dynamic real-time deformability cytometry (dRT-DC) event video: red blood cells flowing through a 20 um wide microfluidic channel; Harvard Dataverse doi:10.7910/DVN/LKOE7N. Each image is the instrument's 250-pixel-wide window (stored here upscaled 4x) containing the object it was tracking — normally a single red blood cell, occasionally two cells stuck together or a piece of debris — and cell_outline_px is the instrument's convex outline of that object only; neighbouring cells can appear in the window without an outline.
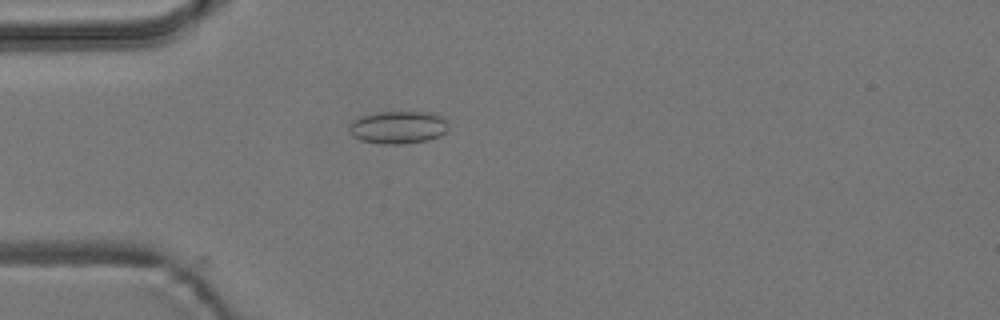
{"species": "common noctule bat (a hibernating species)", "species_latin": "Nyctalus noctula", "temperature_condition": "room temperature", "stored_images_in_passage": 1, "camera_frame_rate_fps": 3000, "um_per_image_px": 0.085, "animal": {"sex": "male", "body_mass_g": 19.2, "forearm_length_mm": 51.8}, "frame": {"image": 1, "passage_image": 1, "time_ms": 0.0, "image_size_px": [1000, 320], "cell_outline_px": [[448, 132], [440, 136], [428, 140], [404, 144], [384, 144], [360, 140], [352, 136], [348, 128], [352, 120], [360, 116], [380, 112], [432, 112], [444, 116], [448, 120]], "centroid_in_image_um": [33.89, 10.82], "position_along_channel_um": 51.1, "area_um2": 19.31}}